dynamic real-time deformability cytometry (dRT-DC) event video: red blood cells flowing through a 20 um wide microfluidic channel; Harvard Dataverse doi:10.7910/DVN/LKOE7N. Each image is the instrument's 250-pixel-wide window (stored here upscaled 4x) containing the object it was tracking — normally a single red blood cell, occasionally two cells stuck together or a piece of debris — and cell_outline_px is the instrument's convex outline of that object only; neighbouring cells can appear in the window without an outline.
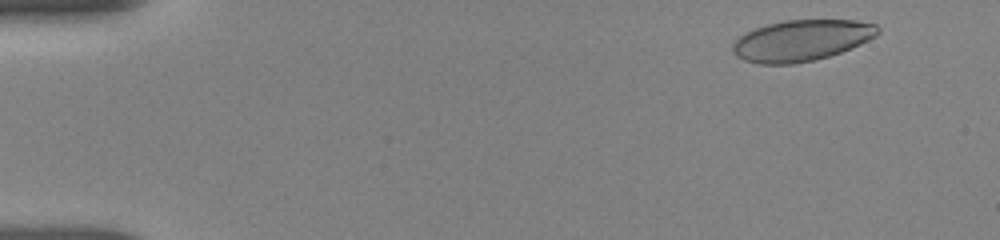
{"species": "human", "species_latin": "Homo sapiens", "temperature_condition": "room temperature", "stored_images_in_passage": 7, "camera_frame_rate_fps": 3000, "um_per_image_px": 0.085, "donor": {"sex": "female"}, "frame": {"image": 1, "passage_image": 2, "time_ms": 0.667, "image_size_px": [1000, 240], "cell_outline_px": [[880, 32], [876, 36], [860, 44], [840, 52], [816, 60], [792, 64], [760, 64], [744, 60], [736, 56], [732, 52], [732, 44], [740, 36], [756, 28], [768, 24], [784, 20], [856, 20], [876, 24], [880, 28]], "centroid_in_image_um": [68.13, 3.44], "position_along_channel_um": 16.9, "area_um2": 34.74}}
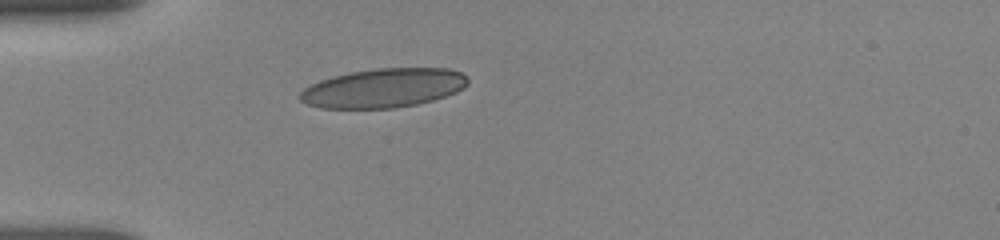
{"frame": {"image": 2, "passage_image": 7, "time_ms": 4.333, "image_size_px": [1000, 240], "cell_outline_px": [[468, 84], [464, 88], [456, 92], [432, 100], [416, 104], [392, 108], [320, 108], [308, 104], [300, 100], [296, 96], [304, 88], [320, 80], [332, 76], [352, 72], [376, 68], [448, 68], [460, 72], [468, 76]], "centroid_in_image_um": [32.59, 7.48], "position_along_channel_um": 52.4, "area_um2": 38.26}}